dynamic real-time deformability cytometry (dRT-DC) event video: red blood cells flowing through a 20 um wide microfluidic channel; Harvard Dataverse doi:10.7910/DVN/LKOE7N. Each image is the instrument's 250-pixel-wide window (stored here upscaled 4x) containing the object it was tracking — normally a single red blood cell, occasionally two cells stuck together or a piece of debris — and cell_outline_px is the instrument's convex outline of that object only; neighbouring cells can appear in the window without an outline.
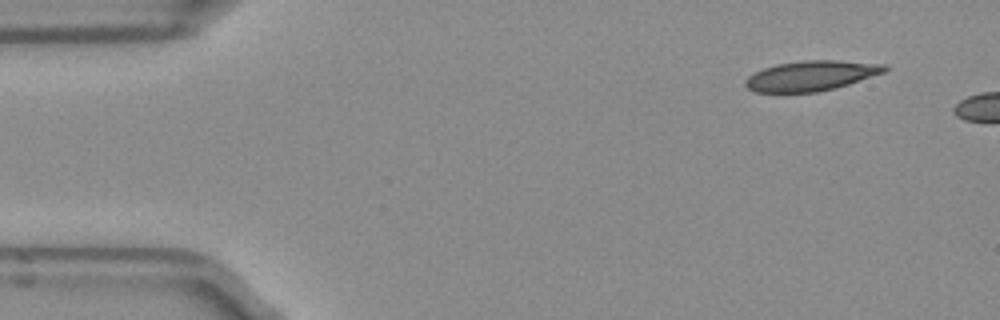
{"species": "Egyptian fruit bat (a non-hibernating species)", "species_latin": "Rousettus aegyptiacus", "temperature_condition": "room temperature", "stored_images_in_passage": 2, "camera_frame_rate_fps": 3000, "um_per_image_px": 0.085, "frame": {"image": 1, "passage_image": 1, "time_ms": 0.0, "image_size_px": [1000, 320], "cell_outline_px": [[888, 68], [884, 72], [836, 88], [816, 92], [752, 92], [744, 84], [744, 80], [748, 76], [764, 68], [776, 64], [804, 60], [836, 60], [884, 64]], "centroid_in_image_um": [68.91, 6.44], "position_along_channel_um": 16.1, "area_um2": 24.28}}